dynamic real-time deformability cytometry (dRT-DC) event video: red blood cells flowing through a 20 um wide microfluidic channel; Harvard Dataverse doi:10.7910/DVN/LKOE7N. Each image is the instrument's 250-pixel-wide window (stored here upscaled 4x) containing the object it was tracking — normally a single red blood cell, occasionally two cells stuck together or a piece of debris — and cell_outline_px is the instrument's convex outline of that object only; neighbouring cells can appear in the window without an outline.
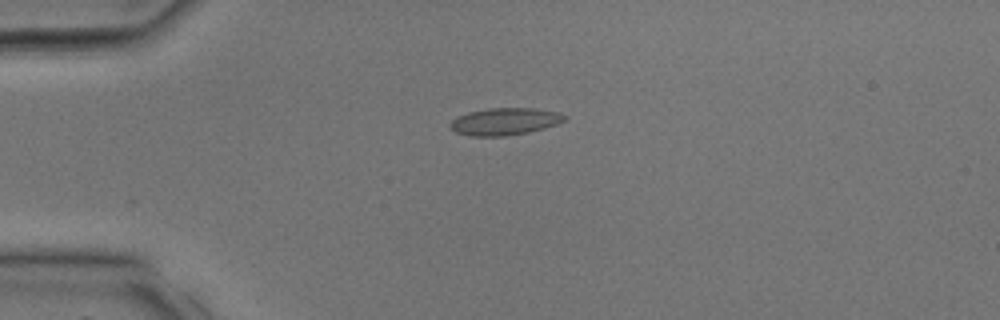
{"species": "common noctule bat (a hibernating species)", "species_latin": "Nyctalus noctula", "temperature_condition": "room temperature", "stored_images_in_passage": 26, "camera_frame_rate_fps": 3000, "um_per_image_px": 0.085, "animal": {"sex": "male", "body_mass_g": 17.9, "forearm_length_mm": 54.2}, "frame": {"image": 1, "passage_image": 2, "time_ms": 0.333, "image_size_px": [1000, 320], "cell_outline_px": [[568, 116], [564, 120], [556, 124], [544, 128], [528, 132], [504, 136], [472, 136], [456, 132], [448, 124], [456, 116], [468, 112], [488, 108], [532, 108], [560, 112]], "centroid_in_image_um": [42.9, 10.32], "position_along_channel_um": 42.1, "area_um2": 18.09}}
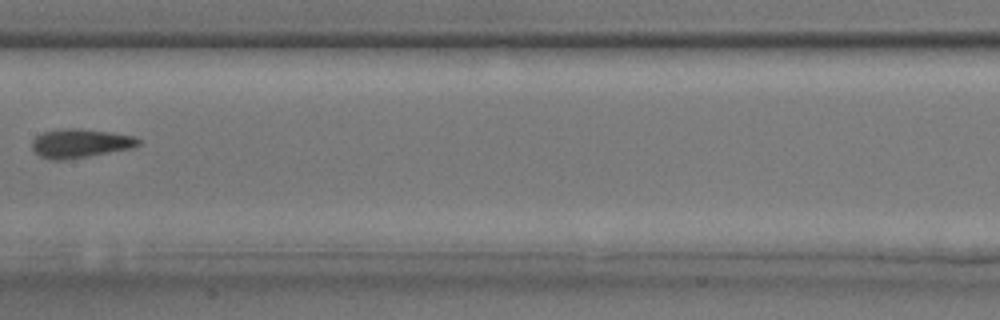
{"frame": {"image": 2, "passage_image": 11, "time_ms": 3.333, "image_size_px": [1000, 320], "cell_outline_px": [[140, 144], [132, 148], [88, 156], [64, 160], [52, 160], [40, 156], [32, 148], [32, 140], [36, 136], [44, 132], [64, 128], [80, 128], [112, 132], [136, 136], [140, 140]], "centroid_in_image_um": [6.84, 12.17], "position_along_channel_um": 200.6, "area_um2": 17.92}}
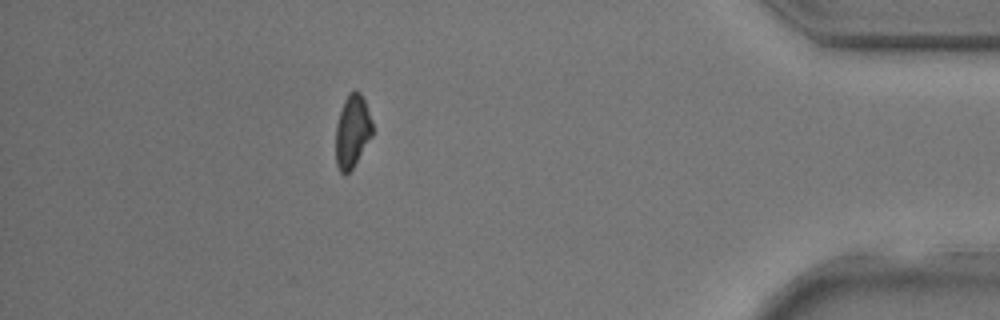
{"frame": {"image": 3, "passage_image": 23, "time_ms": 7.333, "image_size_px": [1000, 320], "cell_outline_px": [[372, 136], [352, 168], [344, 176], [340, 172], [336, 164], [336, 124], [344, 100], [348, 92], [352, 88], [360, 92], [364, 100], [372, 120]], "centroid_in_image_um": [29.94, 11.13], "position_along_channel_um": 405.3, "area_um2": 15.61}}